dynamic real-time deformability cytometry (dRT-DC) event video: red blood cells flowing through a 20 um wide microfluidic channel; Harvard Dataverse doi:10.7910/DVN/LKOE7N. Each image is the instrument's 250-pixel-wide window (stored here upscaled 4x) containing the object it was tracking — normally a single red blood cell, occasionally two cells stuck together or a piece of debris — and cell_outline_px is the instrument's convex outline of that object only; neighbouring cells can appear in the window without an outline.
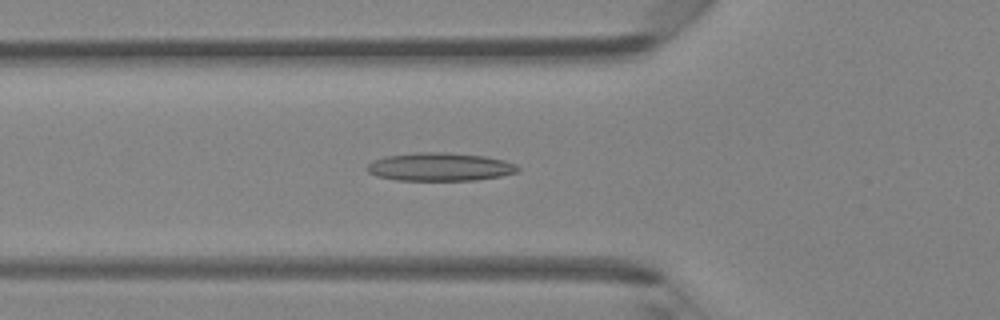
{"species": "Egyptian fruit bat (a non-hibernating species)", "species_latin": "Rousettus aegyptiacus", "temperature_condition": "room temperature", "stored_images_in_passage": 46, "camera_frame_rate_fps": 3000, "um_per_image_px": 0.085, "animal": {"sex": "female"}, "frame": {"image": 1, "passage_image": 16, "time_ms": 5.0, "image_size_px": [1000, 320], "cell_outline_px": [[520, 168], [516, 172], [500, 176], [476, 180], [396, 180], [376, 176], [368, 172], [364, 168], [372, 160], [384, 156], [416, 152], [444, 152], [484, 156], [504, 160], [516, 164]], "centroid_in_image_um": [37.34, 14.18], "position_along_channel_um": 88.5, "area_um2": 24.91}}
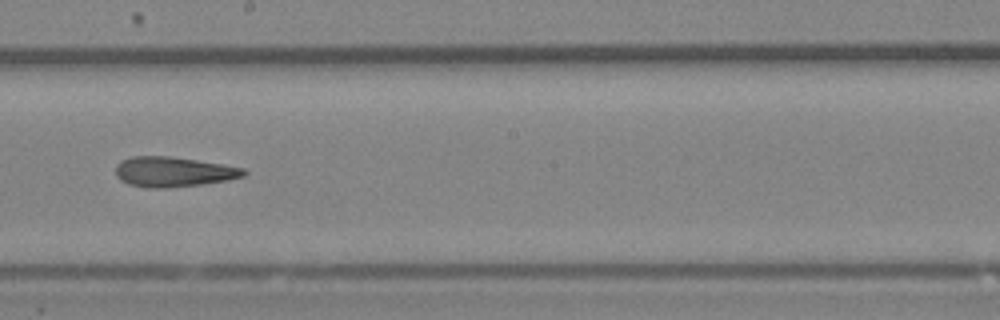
{"frame": {"image": 2, "passage_image": 26, "time_ms": 8.333, "image_size_px": [1000, 320], "cell_outline_px": [[248, 172], [244, 176], [228, 180], [200, 184], [168, 188], [144, 188], [128, 184], [120, 180], [116, 176], [116, 164], [120, 160], [132, 156], [168, 156], [224, 164], [244, 168]], "centroid_in_image_um": [14.71, 14.61], "position_along_channel_um": 233.5, "area_um2": 22.6}}
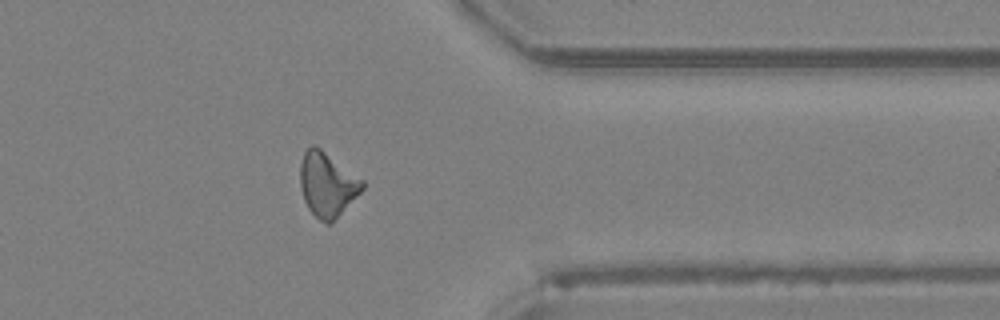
{"frame": {"image": 3, "passage_image": 37, "time_ms": 12.0, "image_size_px": [1000, 320], "cell_outline_px": [[364, 188], [328, 224], [324, 224], [308, 208], [304, 200], [300, 188], [300, 164], [304, 152], [312, 144], [316, 144], [364, 180]], "centroid_in_image_um": [27.79, 15.62], "position_along_channel_um": 383.6, "area_um2": 23.06}, "authors_computed_cell_mechanics": {"area_um2": 22.5709, "velocity_mm_per_s": 4.3656, "shape_relaxation_time_tau1_ms": null, "shape_relaxation_time_tau2_ms": 3.5654, "deformation_change_tau1": null, "deformation_change_tau2": 0.1405}}